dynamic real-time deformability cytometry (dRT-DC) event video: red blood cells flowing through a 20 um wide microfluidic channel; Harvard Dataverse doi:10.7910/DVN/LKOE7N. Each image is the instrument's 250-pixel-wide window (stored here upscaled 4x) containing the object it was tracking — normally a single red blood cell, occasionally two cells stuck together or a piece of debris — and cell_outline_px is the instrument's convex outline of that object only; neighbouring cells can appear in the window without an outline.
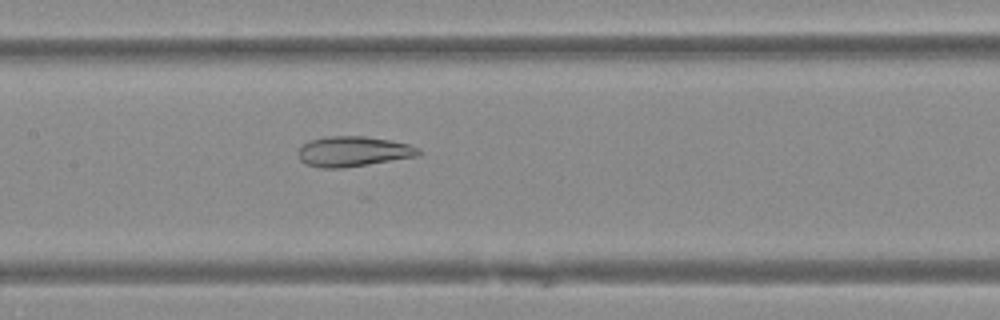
{"species": "Egyptian fruit bat (a non-hibernating species)", "species_latin": "Rousettus aegyptiacus", "temperature_condition": "warm", "stored_images_in_passage": 38, "camera_frame_rate_fps": 3000, "um_per_image_px": 0.085, "animal": {"sex": "female"}, "frame": {"image": 1, "passage_image": 13, "time_ms": 4.0, "image_size_px": [1000, 320], "cell_outline_px": [[424, 152], [420, 156], [344, 168], [320, 168], [304, 164], [296, 156], [296, 152], [304, 144], [312, 140], [328, 136], [364, 136], [392, 140], [408, 144], [420, 148]], "centroid_in_image_um": [30.05, 12.88], "position_along_channel_um": 177.3, "area_um2": 21.56}}
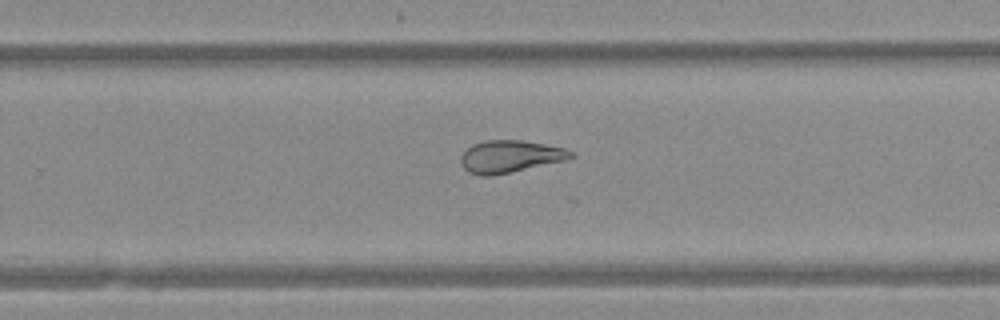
{"frame": {"image": 2, "passage_image": 21, "time_ms": 6.667, "image_size_px": [1000, 320], "cell_outline_px": [[576, 156], [568, 160], [512, 172], [492, 176], [480, 176], [468, 172], [460, 164], [460, 156], [472, 144], [484, 140], [520, 140], [544, 144], [564, 148], [572, 152]], "centroid_in_image_um": [43.35, 13.31], "position_along_channel_um": 286.5, "area_um2": 20.92}}
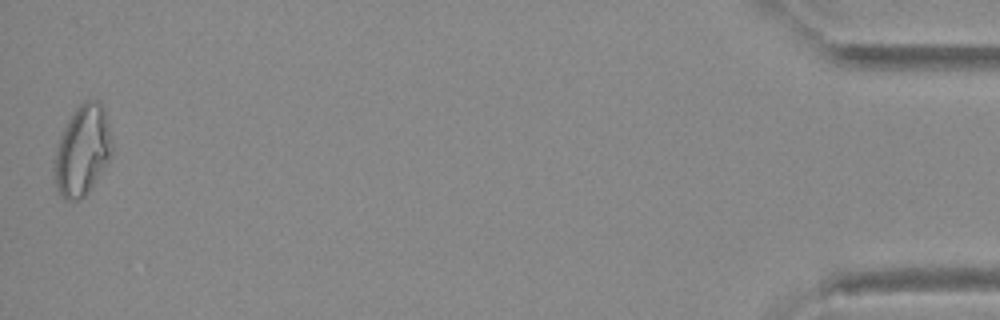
{"frame": {"image": 3, "passage_image": 38, "time_ms": 12.333, "image_size_px": [1000, 320], "cell_outline_px": [[112, 156], [84, 196], [80, 200], [64, 200], [60, 196], [56, 188], [52, 168], [52, 164], [60, 136], [68, 120], [76, 108], [84, 100], [100, 100], [104, 108], [108, 120], [112, 140]], "centroid_in_image_um": [6.99, 12.79], "position_along_channel_um": 428.2, "area_um2": 30.58}}